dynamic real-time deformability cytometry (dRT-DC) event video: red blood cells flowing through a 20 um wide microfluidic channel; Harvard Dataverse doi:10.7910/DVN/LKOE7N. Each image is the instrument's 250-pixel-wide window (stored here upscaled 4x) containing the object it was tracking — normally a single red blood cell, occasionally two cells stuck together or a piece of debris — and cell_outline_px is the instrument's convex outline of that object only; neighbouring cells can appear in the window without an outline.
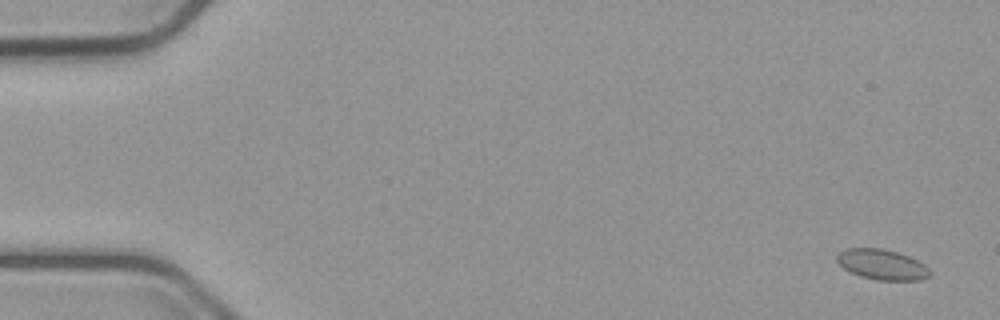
{"species": "common noctule bat (a hibernating species)", "species_latin": "Nyctalus noctula", "temperature_condition": "cold", "stored_images_in_passage": 56, "camera_frame_rate_fps": 3000, "um_per_image_px": 0.085, "animal": {"sex": "male", "body_mass_g": 23.1, "forearm_length_mm": 52.7}, "frame": {"image": 1, "passage_image": 3, "time_ms": 0.667, "image_size_px": [1000, 320], "cell_outline_px": [[928, 276], [912, 280], [884, 280], [864, 276], [852, 272], [844, 268], [840, 264], [840, 252], [852, 248], [876, 248], [892, 252], [916, 260], [928, 272]], "centroid_in_image_um": [74.93, 22.49], "position_along_channel_um": 10.1, "area_um2": 14.97}}
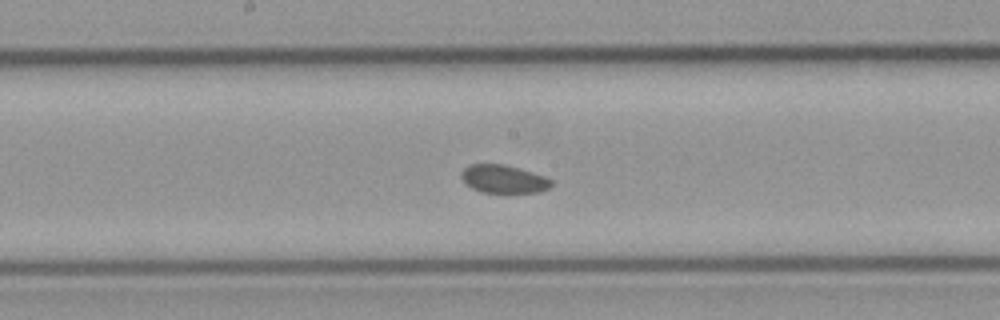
{"frame": {"image": 2, "passage_image": 30, "time_ms": 9.667, "image_size_px": [1000, 320], "cell_outline_px": [[552, 184], [548, 188], [532, 192], [484, 192], [468, 184], [464, 180], [464, 168], [472, 164], [500, 164], [516, 168], [552, 180]], "centroid_in_image_um": [42.81, 15.21], "position_along_channel_um": 205.4, "area_um2": 13.7}}
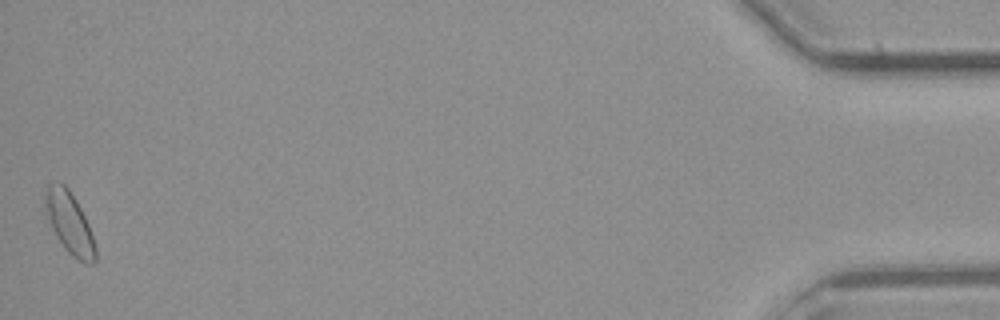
{"frame": {"image": 3, "passage_image": 56, "time_ms": 18.333, "image_size_px": [1000, 320], "cell_outline_px": [[96, 260], [92, 264], [88, 264], [80, 260], [68, 252], [56, 236], [48, 212], [48, 188], [60, 184], [64, 184], [68, 188], [80, 208], [88, 224], [96, 248]], "centroid_in_image_um": [6.01, 19.06], "position_along_channel_um": 429.2, "area_um2": 16.53}}